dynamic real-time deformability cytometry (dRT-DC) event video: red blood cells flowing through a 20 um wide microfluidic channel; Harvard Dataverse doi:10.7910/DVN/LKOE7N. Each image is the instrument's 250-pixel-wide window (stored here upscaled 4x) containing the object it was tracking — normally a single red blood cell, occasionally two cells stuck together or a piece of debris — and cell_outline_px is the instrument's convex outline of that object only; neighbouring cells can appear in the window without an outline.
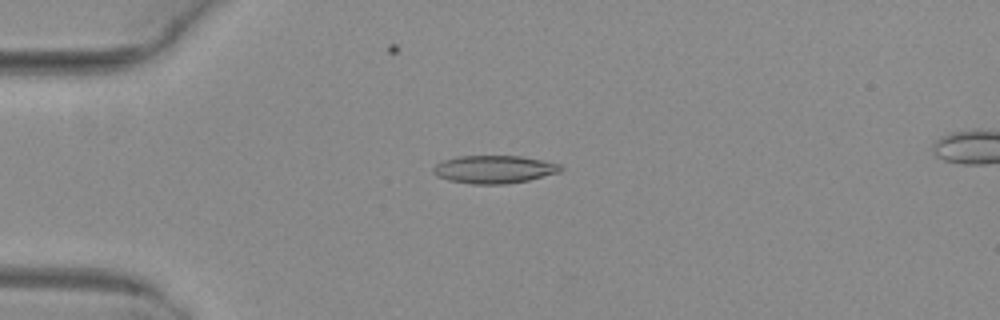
{"species": "common noctule bat (a hibernating species)", "species_latin": "Nyctalus noctula", "temperature_condition": "warm", "stored_images_in_passage": 52, "camera_frame_rate_fps": 3000, "um_per_image_px": 0.085, "animal": {"sex": "female", "body_mass_g": 29.2, "forearm_length_mm": 56.3}, "frame": {"image": 1, "passage_image": 14, "time_ms": 4.333, "image_size_px": [1000, 320], "cell_outline_px": [[564, 168], [560, 172], [528, 180], [508, 184], [472, 184], [448, 180], [436, 176], [432, 172], [432, 168], [436, 164], [444, 160], [456, 156], [520, 156], [560, 164]], "centroid_in_image_um": [41.97, 14.4], "position_along_channel_um": 43.0, "area_um2": 20.75}}
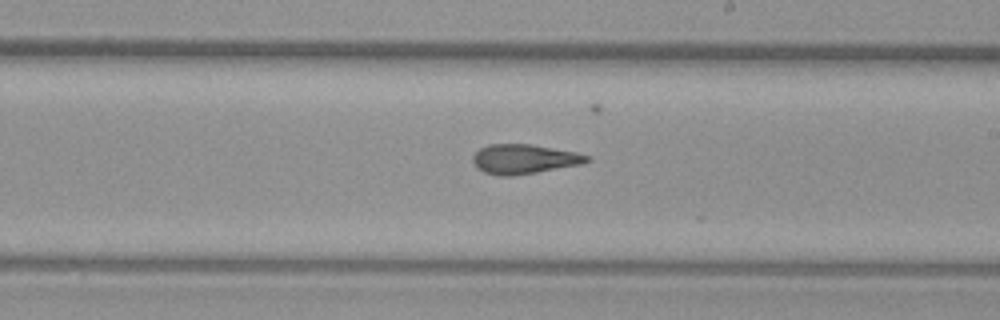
{"frame": {"image": 2, "passage_image": 31, "time_ms": 10.0, "image_size_px": [1000, 320], "cell_outline_px": [[592, 160], [580, 164], [536, 172], [512, 176], [500, 176], [484, 172], [476, 168], [472, 160], [472, 156], [480, 148], [488, 144], [532, 144], [576, 152], [588, 156]], "centroid_in_image_um": [44.51, 13.51], "position_along_channel_um": 244.5, "area_um2": 19.59}}
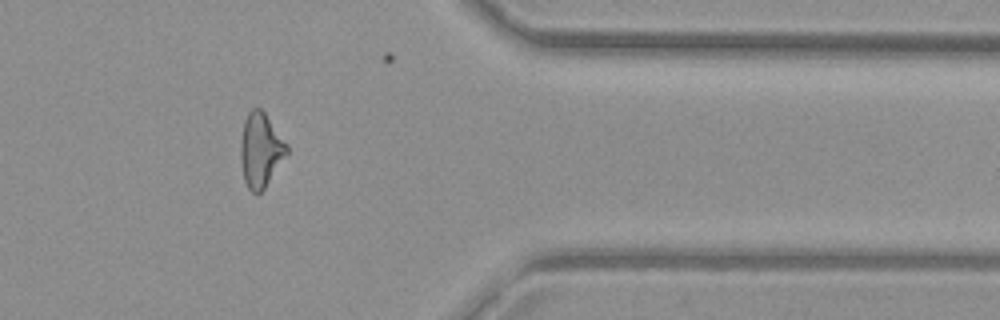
{"frame": {"image": 3, "passage_image": 43, "time_ms": 14.0, "image_size_px": [1000, 320], "cell_outline_px": [[288, 152], [264, 188], [256, 196], [248, 188], [244, 180], [240, 156], [240, 144], [244, 120], [248, 112], [252, 108], [260, 108], [264, 112], [288, 144]], "centroid_in_image_um": [22.14, 12.75], "position_along_channel_um": 389.3, "area_um2": 19.88}, "authors_computed_cell_mechanics": {"area_um2": 19.941, "velocity_mm_per_s": 4.0382, "shape_relaxation_time_tau1_ms": 7.622, "shape_relaxation_time_tau2_ms": 2.2191, "deformation_change_tau1": 0.2314, "deformation_change_tau2": 0.1189}}